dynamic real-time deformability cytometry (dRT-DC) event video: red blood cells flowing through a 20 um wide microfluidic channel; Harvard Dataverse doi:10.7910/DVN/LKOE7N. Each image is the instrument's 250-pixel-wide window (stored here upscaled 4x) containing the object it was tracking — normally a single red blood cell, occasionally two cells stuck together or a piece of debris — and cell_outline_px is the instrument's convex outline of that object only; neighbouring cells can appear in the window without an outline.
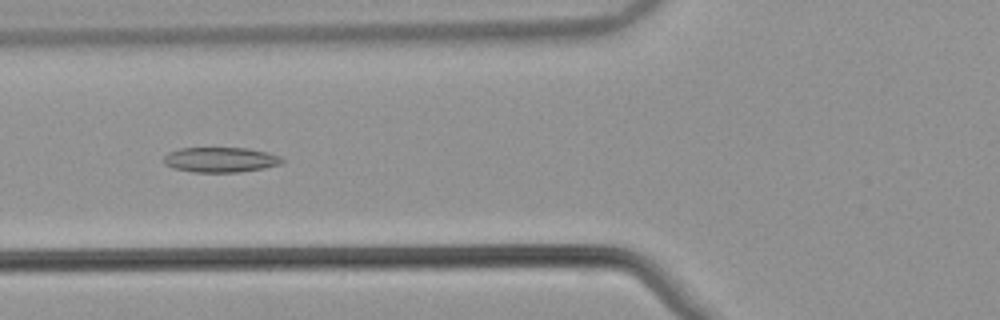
{"species": "common noctule bat (a hibernating species)", "species_latin": "Nyctalus noctula", "temperature_condition": "warm", "stored_images_in_passage": 46, "camera_frame_rate_fps": 3000, "um_per_image_px": 0.085, "animal": {"sex": "male", "body_mass_g": 21.5, "forearm_length_mm": 52.0}, "frame": {"image": 1, "passage_image": 21, "time_ms": 6.667, "image_size_px": [1000, 320], "cell_outline_px": [[284, 160], [280, 164], [264, 168], [240, 172], [192, 172], [172, 168], [164, 164], [164, 156], [168, 152], [180, 148], [248, 148], [268, 152], [280, 156]], "centroid_in_image_um": [18.73, 13.58], "position_along_channel_um": 107.1, "area_um2": 17.4}}
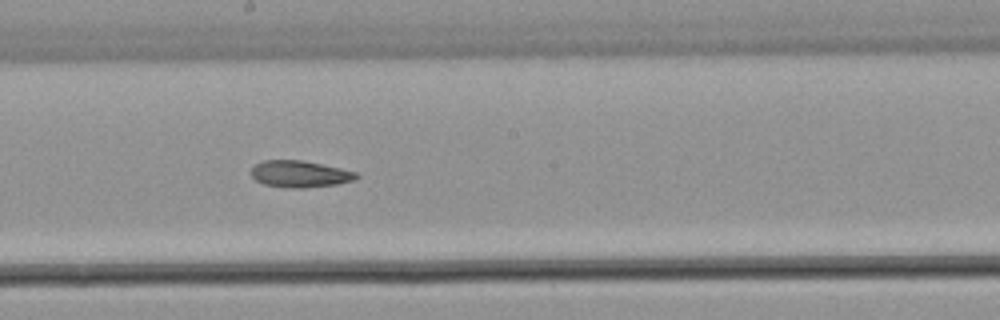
{"frame": {"image": 2, "passage_image": 30, "time_ms": 9.667, "image_size_px": [1000, 320], "cell_outline_px": [[360, 176], [356, 180], [336, 184], [304, 188], [292, 188], [264, 184], [256, 180], [252, 176], [252, 168], [256, 164], [264, 160], [300, 160], [340, 168], [356, 172]], "centroid_in_image_um": [25.51, 14.79], "position_along_channel_um": 222.7, "area_um2": 16.18}}
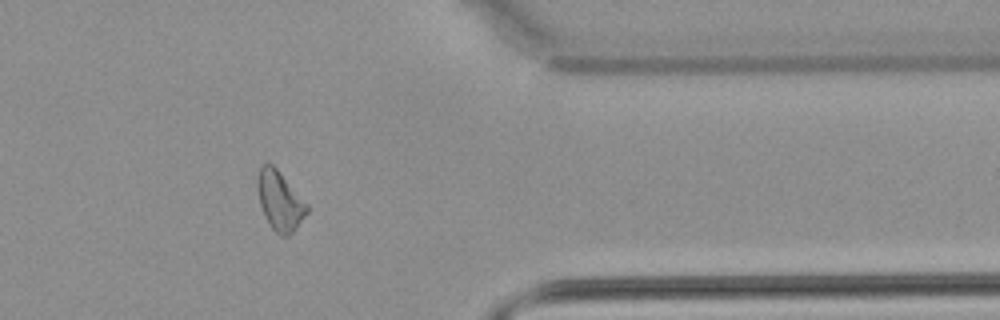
{"frame": {"image": 3, "passage_image": 44, "time_ms": 14.333, "image_size_px": [1000, 320], "cell_outline_px": [[308, 212], [296, 228], [288, 236], [280, 236], [272, 228], [264, 216], [260, 204], [256, 184], [256, 180], [260, 168], [264, 164], [272, 164], [276, 168], [308, 204]], "centroid_in_image_um": [23.78, 17.08], "position_along_channel_um": 387.6, "area_um2": 16.94}, "authors_computed_cell_mechanics": {"area_um2": 17.4267, "velocity_mm_per_s": 3.8623, "shape_relaxation_time_tau1_ms": null, "shape_relaxation_time_tau2_ms": 7.9715, "deformation_change_tau1": null, "deformation_change_tau2": 0.1631}}